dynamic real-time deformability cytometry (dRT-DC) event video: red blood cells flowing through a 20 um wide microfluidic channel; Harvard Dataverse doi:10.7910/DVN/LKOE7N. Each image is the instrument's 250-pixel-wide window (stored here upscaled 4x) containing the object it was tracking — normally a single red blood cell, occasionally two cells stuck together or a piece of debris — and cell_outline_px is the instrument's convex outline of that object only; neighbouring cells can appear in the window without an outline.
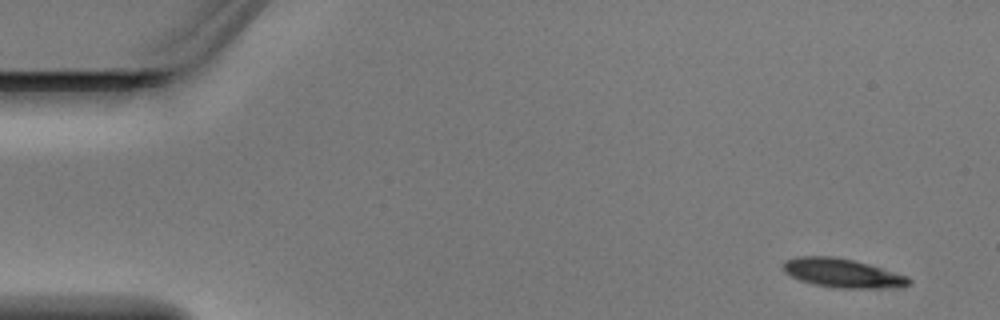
{"species": "Egyptian fruit bat (a non-hibernating species)", "species_latin": "Rousettus aegyptiacus", "temperature_condition": "warm", "stored_images_in_passage": 3, "camera_frame_rate_fps": 3000, "um_per_image_px": 0.085, "animal": {"sex": "male"}, "frame": {"image": 1, "passage_image": 1, "time_ms": 0.0, "image_size_px": [1000, 320], "cell_outline_px": [[912, 284], [876, 288], [836, 288], [812, 284], [800, 280], [784, 272], [784, 260], [796, 256], [832, 256], [856, 260], [908, 276], [912, 280]], "centroid_in_image_um": [71.58, 23.2], "position_along_channel_um": 13.4, "area_um2": 21.15}}
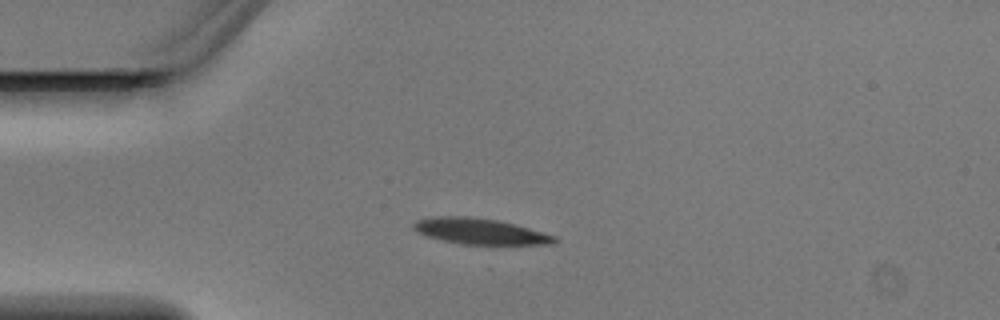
{"frame": {"image": 2, "passage_image": 3, "time_ms": 0.667, "image_size_px": [1000, 320], "cell_outline_px": [[560, 240], [552, 244], [464, 244], [444, 240], [428, 236], [416, 232], [412, 228], [412, 224], [416, 220], [432, 216], [468, 216], [496, 220], [528, 228], [556, 236]], "centroid_in_image_um": [40.77, 19.65], "position_along_channel_um": 44.2, "area_um2": 21.04}}